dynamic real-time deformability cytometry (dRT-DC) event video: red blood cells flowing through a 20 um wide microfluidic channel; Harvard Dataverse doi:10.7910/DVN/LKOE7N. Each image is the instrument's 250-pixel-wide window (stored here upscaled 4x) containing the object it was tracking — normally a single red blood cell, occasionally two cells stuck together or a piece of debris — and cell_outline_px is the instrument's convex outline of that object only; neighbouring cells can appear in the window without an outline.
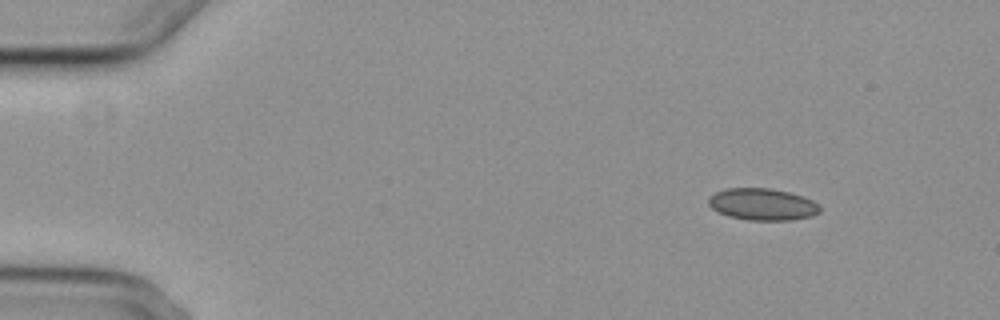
{"species": "common noctule bat (a hibernating species)", "species_latin": "Nyctalus noctula", "temperature_condition": "cold", "stored_images_in_passage": 3, "camera_frame_rate_fps": 3000, "um_per_image_px": 0.085, "animal": {"sex": "female", "body_mass_g": 29.2, "forearm_length_mm": 56.3}, "frame": {"image": 1, "passage_image": 1, "time_ms": 0.0, "image_size_px": [1000, 320], "cell_outline_px": [[820, 212], [812, 216], [792, 220], [748, 220], [728, 216], [712, 208], [708, 204], [708, 200], [716, 192], [724, 188], [772, 188], [804, 196], [820, 204]], "centroid_in_image_um": [64.84, 17.36], "position_along_channel_um": 20.2, "area_um2": 20.75}}
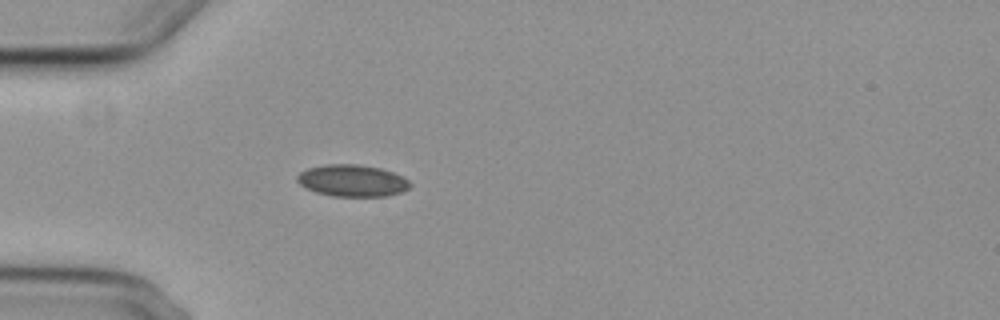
{"frame": {"image": 2, "passage_image": 3, "time_ms": 3.333, "image_size_px": [1000, 320], "cell_outline_px": [[412, 184], [408, 188], [400, 192], [388, 196], [332, 196], [316, 192], [300, 184], [296, 180], [296, 176], [300, 172], [308, 168], [324, 164], [356, 164], [380, 168], [392, 172], [408, 180]], "centroid_in_image_um": [29.92, 15.35], "position_along_channel_um": 55.1, "area_um2": 20.81}}